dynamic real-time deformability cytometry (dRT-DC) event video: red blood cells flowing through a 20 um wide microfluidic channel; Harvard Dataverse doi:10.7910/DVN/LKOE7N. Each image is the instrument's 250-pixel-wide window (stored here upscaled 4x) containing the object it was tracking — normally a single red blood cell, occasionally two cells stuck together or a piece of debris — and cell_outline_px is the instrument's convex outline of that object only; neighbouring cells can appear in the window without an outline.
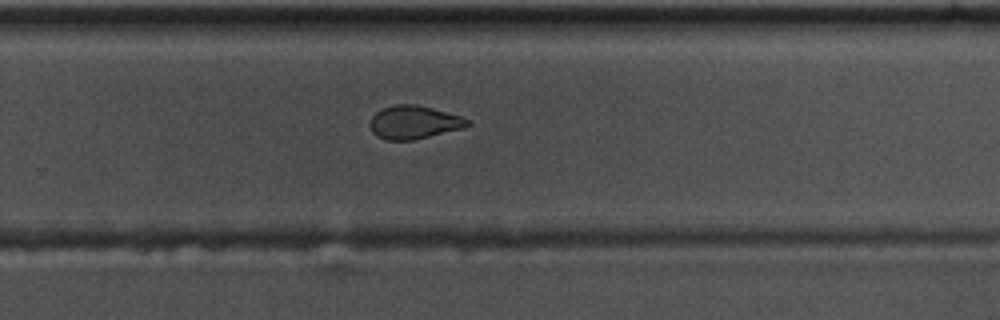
{"species": "common noctule bat (a hibernating species)", "species_latin": "Nyctalus noctula", "temperature_condition": "warm", "stored_images_in_passage": 45, "camera_frame_rate_fps": 3000, "um_per_image_px": 0.085, "animal": {"sex": "male", "body_mass_g": 17.5, "forearm_length_mm": 52.3}, "frame": {"image": 1, "passage_image": 26, "time_ms": 8.333, "image_size_px": [1000, 320], "cell_outline_px": [[472, 124], [464, 128], [412, 140], [384, 140], [376, 136], [372, 132], [368, 124], [372, 116], [376, 112], [384, 108], [396, 104], [416, 104], [432, 108], [460, 116], [472, 120]], "centroid_in_image_um": [35.18, 10.4], "position_along_channel_um": 294.6, "area_um2": 19.02}, "authors_computed_cell_mechanics": {"area_um2": 19.941, "velocity_mm_per_s": 3.7312, "shape_relaxation_time_tau1_ms": null, "shape_relaxation_time_tau2_ms": 2.1811, "deformation_change_tau1": null, "deformation_change_tau2": 0.0876}}